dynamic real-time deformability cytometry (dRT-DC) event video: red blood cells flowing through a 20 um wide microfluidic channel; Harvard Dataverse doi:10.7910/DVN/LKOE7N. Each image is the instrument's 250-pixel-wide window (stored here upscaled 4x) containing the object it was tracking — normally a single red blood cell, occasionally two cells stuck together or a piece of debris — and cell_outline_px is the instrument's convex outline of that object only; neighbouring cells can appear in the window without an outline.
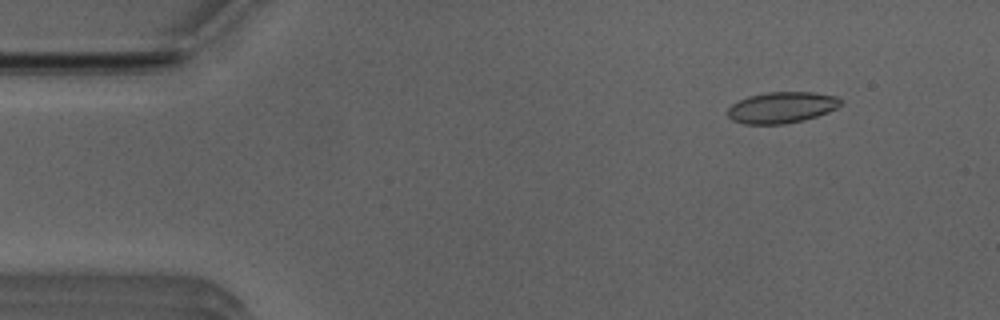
{"species": "Egyptian fruit bat (a non-hibernating species)", "species_latin": "Rousettus aegyptiacus", "temperature_condition": "room temperature", "stored_images_in_passage": 52, "camera_frame_rate_fps": 3000, "um_per_image_px": 0.085, "animal": {"sex": "male"}, "frame": {"image": 1, "passage_image": 6, "time_ms": 1.667, "image_size_px": [1000, 320], "cell_outline_px": [[840, 104], [836, 108], [828, 112], [804, 120], [784, 124], [744, 124], [732, 120], [728, 116], [728, 108], [732, 104], [748, 96], [768, 92], [812, 92], [836, 96], [840, 100]], "centroid_in_image_um": [66.42, 9.14], "position_along_channel_um": 18.6, "area_um2": 20.4}}
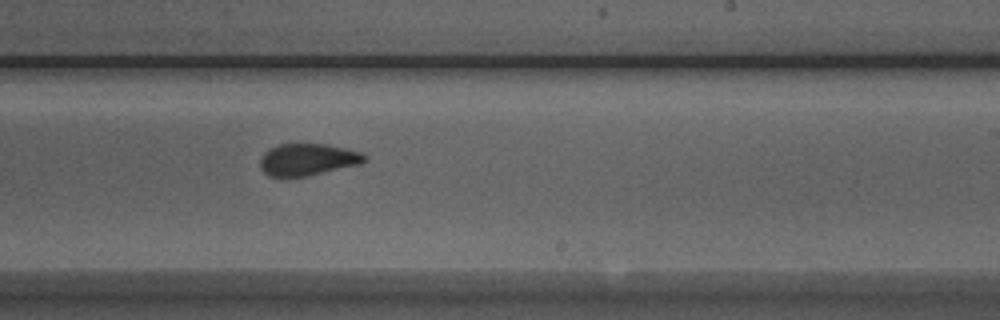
{"frame": {"image": 2, "passage_image": 31, "time_ms": 10.0, "image_size_px": [1000, 320], "cell_outline_px": [[368, 156], [360, 164], [308, 176], [284, 180], [268, 176], [260, 168], [260, 160], [264, 152], [268, 148], [276, 144], [328, 144], [360, 152]], "centroid_in_image_um": [26.07, 13.59], "position_along_channel_um": 262.9, "area_um2": 20.0}}
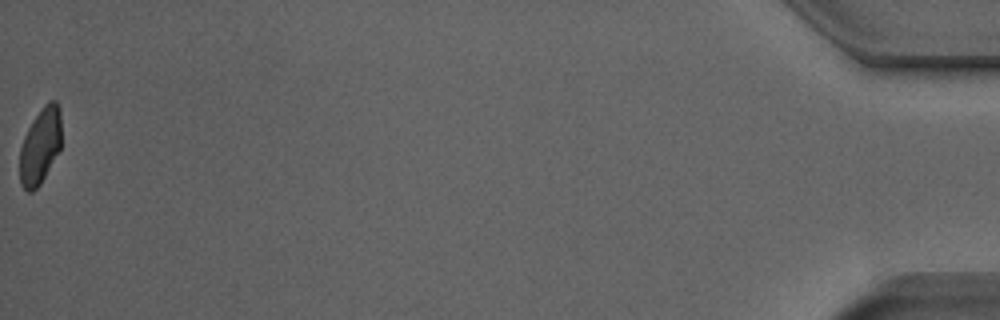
{"frame": {"image": 3, "passage_image": 52, "time_ms": 17.0, "image_size_px": [1000, 320], "cell_outline_px": [[60, 148], [40, 184], [32, 192], [28, 192], [20, 184], [20, 148], [24, 136], [32, 120], [44, 104], [48, 100], [56, 100], [60, 108]], "centroid_in_image_um": [3.41, 12.38], "position_along_channel_um": 431.8, "area_um2": 18.32}, "authors_computed_cell_mechanics": {"area_um2": 19.9988, "velocity_mm_per_s": 3.9556, "shape_relaxation_time_tau1_ms": null, "shape_relaxation_time_tau2_ms": 0.8838, "deformation_change_tau1": null, "deformation_change_tau2": 0.0463}}